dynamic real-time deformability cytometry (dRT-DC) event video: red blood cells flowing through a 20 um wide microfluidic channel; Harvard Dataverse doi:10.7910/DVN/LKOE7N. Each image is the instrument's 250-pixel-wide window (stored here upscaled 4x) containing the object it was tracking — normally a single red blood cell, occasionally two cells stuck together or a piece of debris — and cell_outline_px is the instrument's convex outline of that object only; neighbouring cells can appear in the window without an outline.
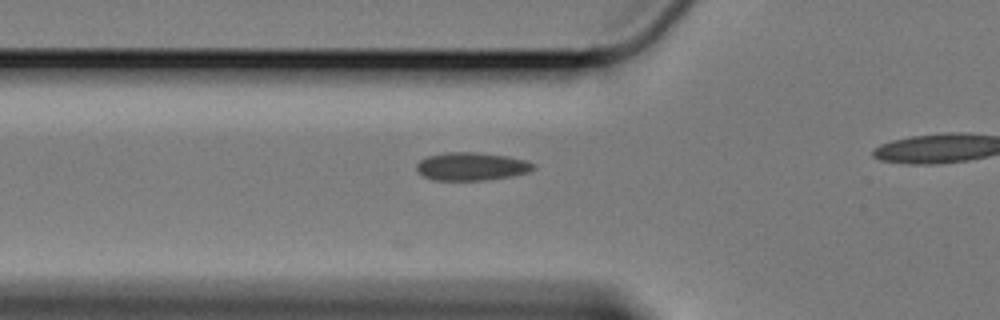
{"species": "Egyptian fruit bat (a non-hibernating species)", "species_latin": "Rousettus aegyptiacus", "temperature_condition": "cold", "stored_images_in_passage": 15, "camera_frame_rate_fps": 3000, "um_per_image_px": 0.085, "animal": {"sex": "female"}, "frame": {"image": 1, "passage_image": 2, "time_ms": 0.333, "image_size_px": [1000, 320], "cell_outline_px": [[536, 168], [528, 172], [512, 176], [484, 180], [432, 180], [424, 176], [416, 168], [416, 164], [420, 160], [428, 156], [448, 152], [476, 152], [508, 156], [524, 160], [536, 164]], "centroid_in_image_um": [40.1, 14.14], "position_along_channel_um": 85.7, "area_um2": 19.07}}
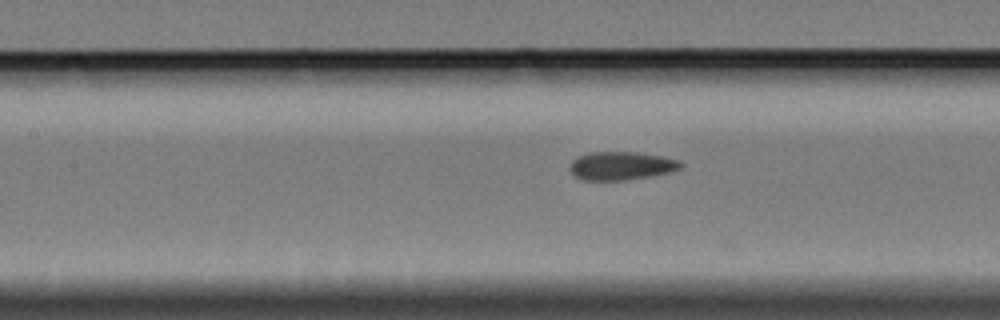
{"frame": {"image": 2, "passage_image": 8, "time_ms": 2.333, "image_size_px": [1000, 320], "cell_outline_px": [[684, 164], [680, 168], [672, 172], [624, 180], [584, 180], [576, 176], [568, 168], [572, 160], [588, 152], [636, 152], [664, 156], [680, 160]], "centroid_in_image_um": [52.83, 14.08], "position_along_channel_um": 154.6, "area_um2": 18.32}}
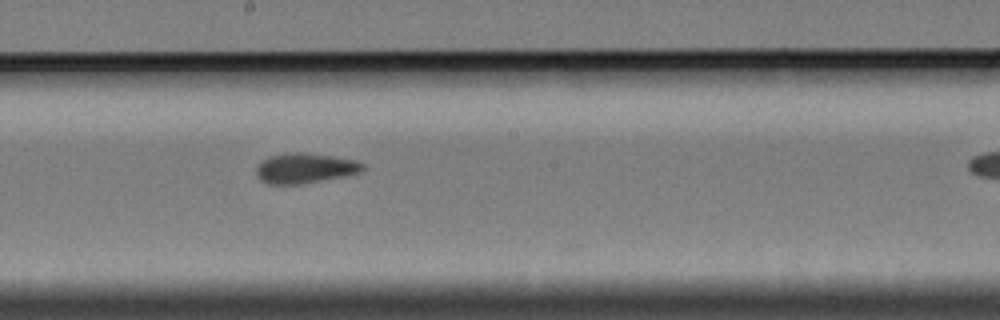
{"frame": {"image": 3, "passage_image": 14, "time_ms": 4.333, "image_size_px": [1000, 320], "cell_outline_px": [[364, 168], [360, 172], [344, 176], [296, 184], [268, 184], [260, 180], [256, 172], [256, 168], [268, 156], [288, 152], [300, 152], [332, 156], [356, 160], [364, 164]], "centroid_in_image_um": [25.91, 14.28], "position_along_channel_um": 222.3, "area_um2": 18.44}}